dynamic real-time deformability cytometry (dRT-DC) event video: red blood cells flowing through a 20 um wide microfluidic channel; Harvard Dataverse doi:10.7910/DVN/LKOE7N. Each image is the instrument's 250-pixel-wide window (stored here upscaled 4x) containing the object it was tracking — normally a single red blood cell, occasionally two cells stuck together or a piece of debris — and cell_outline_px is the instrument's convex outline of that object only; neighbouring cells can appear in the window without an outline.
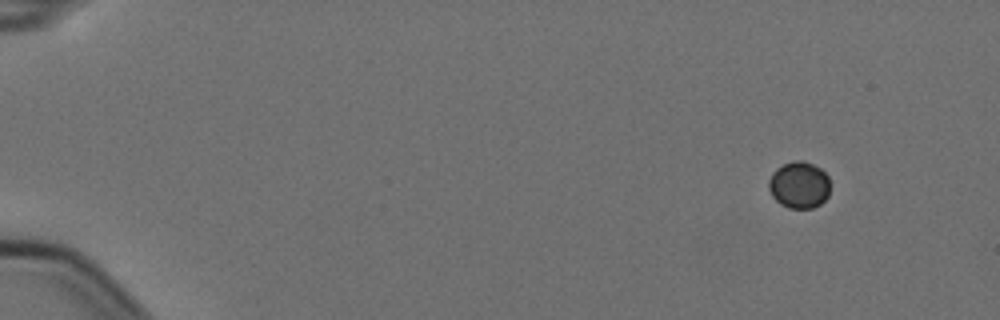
{"species": "Egyptian fruit bat (a non-hibernating species)", "species_latin": "Rousettus aegyptiacus", "temperature_condition": "cold", "stored_images_in_passage": 6, "camera_frame_rate_fps": 3000, "um_per_image_px": 0.085, "animal": {"sex": "female"}, "frame": {"image": 1, "passage_image": 2, "time_ms": 0.333, "image_size_px": [1000, 320], "cell_outline_px": [[828, 196], [820, 204], [812, 208], [788, 208], [780, 204], [772, 196], [768, 188], [768, 180], [772, 172], [776, 168], [784, 164], [796, 160], [804, 160], [820, 168], [828, 176]], "centroid_in_image_um": [67.89, 15.72], "position_along_channel_um": 17.1, "area_um2": 16.76}}
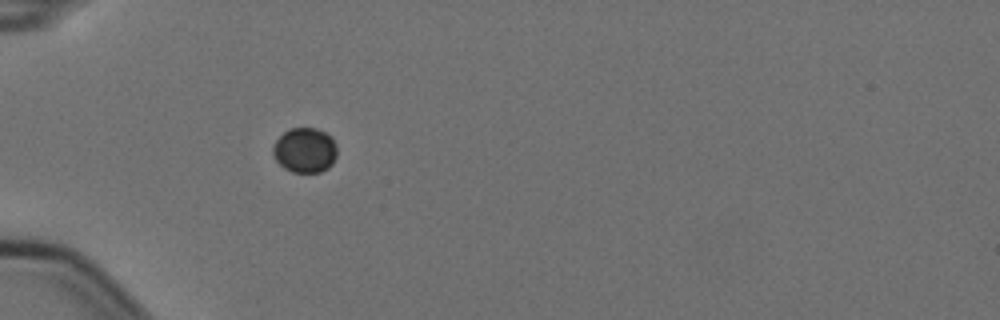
{"frame": {"image": 2, "passage_image": 6, "time_ms": 1.667, "image_size_px": [1000, 320], "cell_outline_px": [[336, 156], [332, 164], [328, 168], [320, 172], [292, 172], [284, 168], [276, 160], [272, 152], [272, 144], [284, 132], [292, 128], [316, 128], [332, 136], [336, 144]], "centroid_in_image_um": [25.91, 12.76], "position_along_channel_um": 59.1, "area_um2": 16.88}}